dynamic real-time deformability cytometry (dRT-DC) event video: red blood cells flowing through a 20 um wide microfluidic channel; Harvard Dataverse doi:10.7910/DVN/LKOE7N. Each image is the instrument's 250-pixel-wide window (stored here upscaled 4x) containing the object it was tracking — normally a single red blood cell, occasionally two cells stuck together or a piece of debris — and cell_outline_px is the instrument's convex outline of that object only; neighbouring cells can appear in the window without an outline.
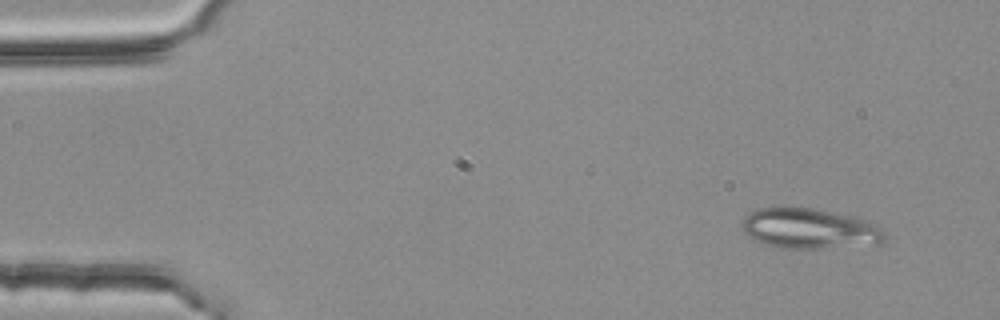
{"species": "common noctule bat (a hibernating species)", "species_latin": "Nyctalus noctula", "temperature_condition": "room temperature", "stored_images_in_passage": 4, "camera_frame_rate_fps": 3000, "um_per_image_px": 0.085, "animal": {"sex": "female", "body_mass_g": 25.1}, "frame": {"image": 1, "passage_image": 1, "time_ms": 0.0, "image_size_px": [1000, 320], "cell_outline_px": [[884, 240], [880, 244], [816, 248], [780, 248], [764, 244], [748, 236], [744, 232], [744, 216], [748, 212], [756, 208], [784, 204], [812, 208], [832, 212], [864, 220], [876, 224], [884, 228]], "centroid_in_image_um": [68.75, 19.39], "position_along_channel_um": 16.2, "area_um2": 33.93}}